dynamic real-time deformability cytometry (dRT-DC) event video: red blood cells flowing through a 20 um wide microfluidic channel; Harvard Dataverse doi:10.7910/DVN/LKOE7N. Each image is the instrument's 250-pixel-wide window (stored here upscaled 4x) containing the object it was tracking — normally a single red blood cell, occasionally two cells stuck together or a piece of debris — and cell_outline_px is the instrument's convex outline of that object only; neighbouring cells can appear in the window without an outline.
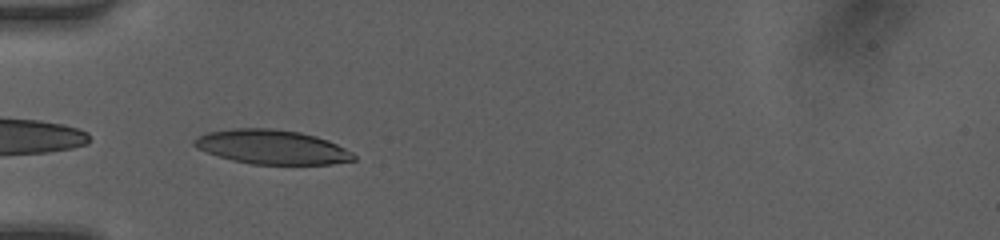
{"species": "human", "species_latin": "Homo sapiens", "temperature_condition": "room temperature", "stored_images_in_passage": 34, "camera_frame_rate_fps": 3000, "um_per_image_px": 0.085, "donor": {"sex": "female"}, "frame": {"image": 1, "passage_image": 1, "time_ms": 0.0, "image_size_px": [1000, 240], "cell_outline_px": [[356, 160], [332, 164], [252, 164], [232, 160], [196, 148], [192, 144], [192, 140], [196, 136], [204, 132], [232, 128], [272, 128], [300, 132], [316, 136], [328, 140], [352, 152], [356, 156]], "centroid_in_image_um": [23.08, 12.48], "position_along_channel_um": 61.9, "area_um2": 32.02}}
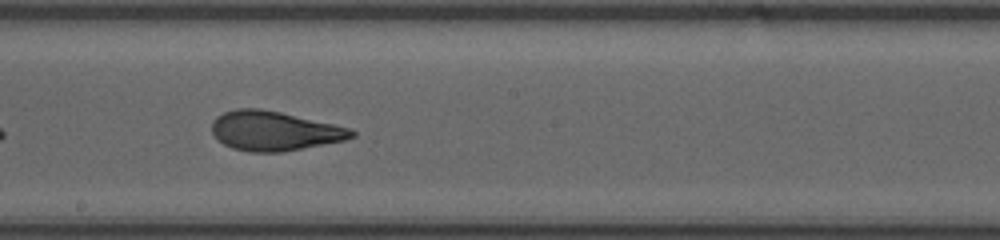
{"frame": {"image": 2, "passage_image": 13, "time_ms": 4.0, "image_size_px": [1000, 240], "cell_outline_px": [[356, 136], [344, 140], [280, 152], [248, 152], [232, 148], [224, 144], [212, 132], [212, 120], [216, 116], [224, 112], [236, 108], [260, 108], [280, 112], [352, 128], [356, 132]], "centroid_in_image_um": [23.3, 11.12], "position_along_channel_um": 224.9, "area_um2": 32.02}}
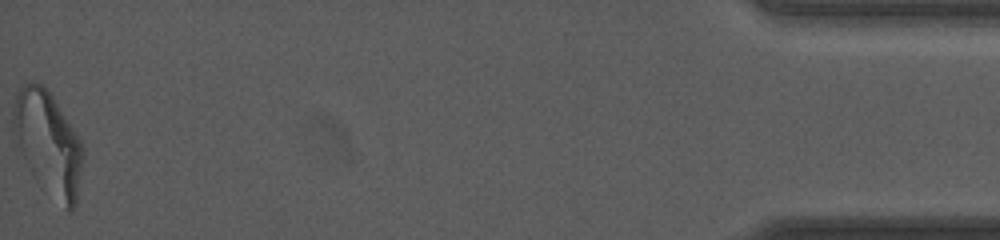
{"frame": {"image": 3, "passage_image": 34, "time_ms": 11.0, "image_size_px": [1000, 240], "cell_outline_px": [[84, 156], [76, 204], [68, 212], [20, 144], [12, 132], [12, 108], [16, 96], [20, 88], [24, 84], [40, 84], [52, 96], [80, 140], [84, 148]], "centroid_in_image_um": [4.16, 12.01], "position_along_channel_um": 431.0, "area_um2": 38.49}, "authors_computed_cell_mechanics": {"area_um2": 32.4258, "velocity_mm_per_s": 4.2135, "shape_relaxation_time_tau1_ms": 5.4717, "shape_relaxation_time_tau2_ms": 1.1405, "deformation_change_tau1": 0.1846, "deformation_change_tau2": 0.0891}}